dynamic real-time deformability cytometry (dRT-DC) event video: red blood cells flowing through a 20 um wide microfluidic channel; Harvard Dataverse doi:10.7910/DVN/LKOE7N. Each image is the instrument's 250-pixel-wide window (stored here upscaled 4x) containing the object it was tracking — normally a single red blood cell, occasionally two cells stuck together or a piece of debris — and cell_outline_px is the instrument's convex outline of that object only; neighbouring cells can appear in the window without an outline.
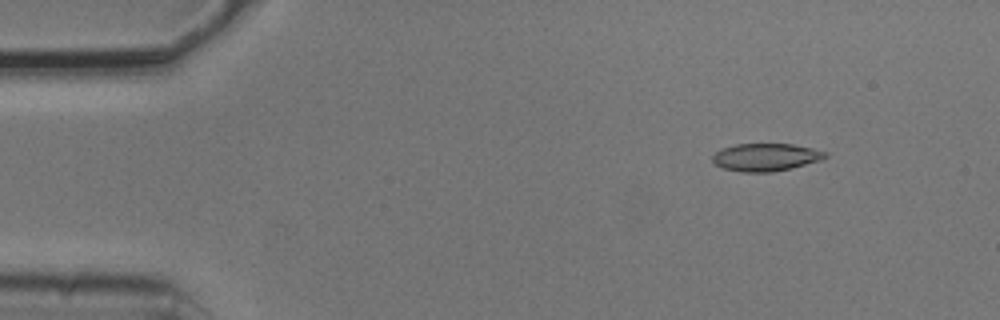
{"species": "common noctule bat (a hibernating species)", "species_latin": "Nyctalus noctula", "temperature_condition": "cold", "stored_images_in_passage": 5, "camera_frame_rate_fps": 3000, "um_per_image_px": 0.085, "animal": {"sex": "male", "body_mass_g": 20.5, "forearm_length_mm": 52.5}, "frame": {"image": 1, "passage_image": 2, "time_ms": 0.333, "image_size_px": [1000, 320], "cell_outline_px": [[828, 156], [820, 160], [792, 168], [772, 172], [744, 172], [720, 168], [712, 160], [712, 156], [720, 148], [736, 144], [792, 144], [812, 148], [828, 152]], "centroid_in_image_um": [65.08, 13.36], "position_along_channel_um": 19.9, "area_um2": 18.26}}
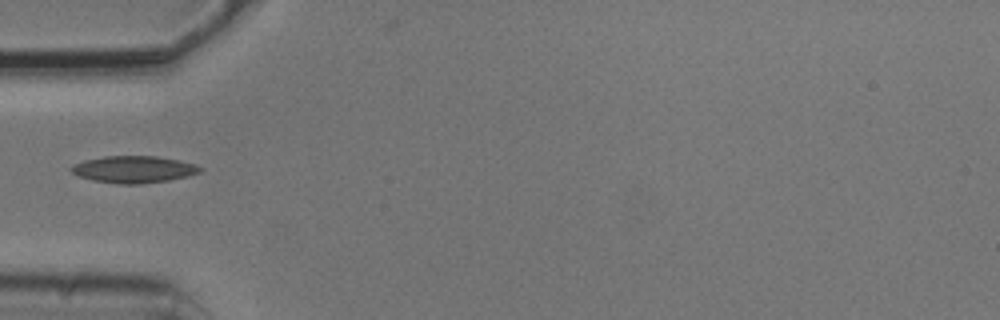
{"frame": {"image": 2, "passage_image": 5, "time_ms": 1.333, "image_size_px": [1000, 320], "cell_outline_px": [[204, 168], [200, 172], [188, 176], [168, 180], [140, 184], [120, 184], [92, 180], [80, 176], [72, 172], [68, 168], [72, 164], [84, 160], [104, 156], [156, 156], [180, 160], [196, 164]], "centroid_in_image_um": [11.37, 14.39], "position_along_channel_um": 73.6, "area_um2": 20.35}}